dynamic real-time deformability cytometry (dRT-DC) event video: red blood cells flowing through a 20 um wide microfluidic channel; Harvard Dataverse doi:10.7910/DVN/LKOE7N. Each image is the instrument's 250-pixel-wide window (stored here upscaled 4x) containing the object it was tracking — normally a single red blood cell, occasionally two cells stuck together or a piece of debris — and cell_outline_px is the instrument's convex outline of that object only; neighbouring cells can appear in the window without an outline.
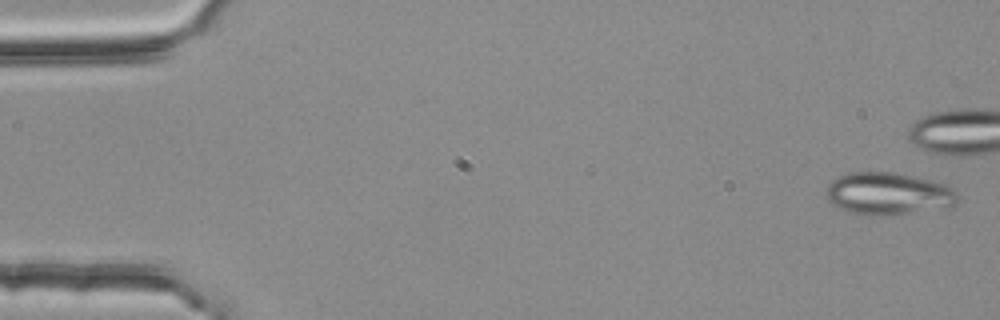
{"species": "common noctule bat (a hibernating species)", "species_latin": "Nyctalus noctula", "temperature_condition": "room temperature", "stored_images_in_passage": 5, "camera_frame_rate_fps": 3000, "um_per_image_px": 0.085, "animal": {"sex": "female", "body_mass_g": 25.1}, "frame": {"image": 1, "passage_image": 1, "time_ms": 0.0, "image_size_px": [1000, 320], "cell_outline_px": [[956, 204], [948, 208], [880, 216], [868, 216], [848, 212], [832, 204], [824, 196], [828, 184], [832, 180], [848, 172], [892, 172], [932, 180], [948, 184], [956, 192]], "centroid_in_image_um": [75.48, 16.47], "position_along_channel_um": 9.5, "area_um2": 32.77}}